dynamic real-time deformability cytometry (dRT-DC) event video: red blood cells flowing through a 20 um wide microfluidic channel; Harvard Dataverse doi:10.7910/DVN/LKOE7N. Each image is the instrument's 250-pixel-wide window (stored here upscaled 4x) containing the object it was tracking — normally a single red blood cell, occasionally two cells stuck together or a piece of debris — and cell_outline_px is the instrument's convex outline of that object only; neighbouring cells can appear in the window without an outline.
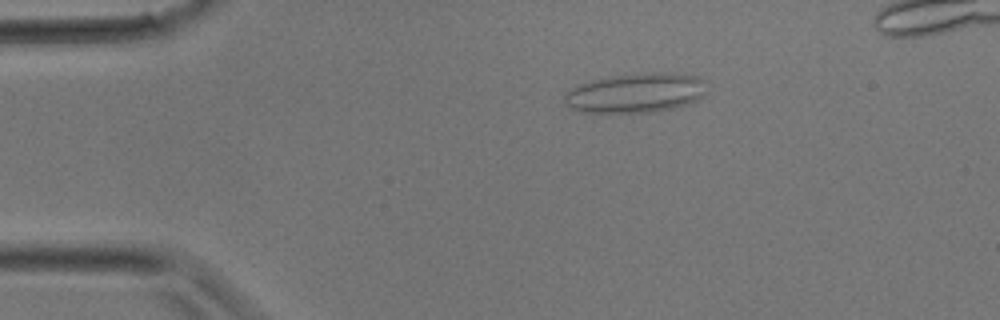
{"species": "common noctule bat (a hibernating species)", "species_latin": "Nyctalus noctula", "temperature_condition": "room temperature", "stored_images_in_passage": 32, "camera_frame_rate_fps": 3000, "um_per_image_px": 0.085, "animal": {"sex": "male", "body_mass_g": 17.9}, "frame": {"image": 1, "passage_image": 6, "time_ms": 1.667, "image_size_px": [1000, 320], "cell_outline_px": [[704, 92], [696, 100], [672, 108], [652, 112], [584, 112], [572, 108], [564, 104], [564, 92], [588, 80], [608, 76], [648, 72], [672, 72], [700, 76]], "centroid_in_image_um": [53.96, 7.87], "position_along_channel_um": 31.0, "area_um2": 32.71}}
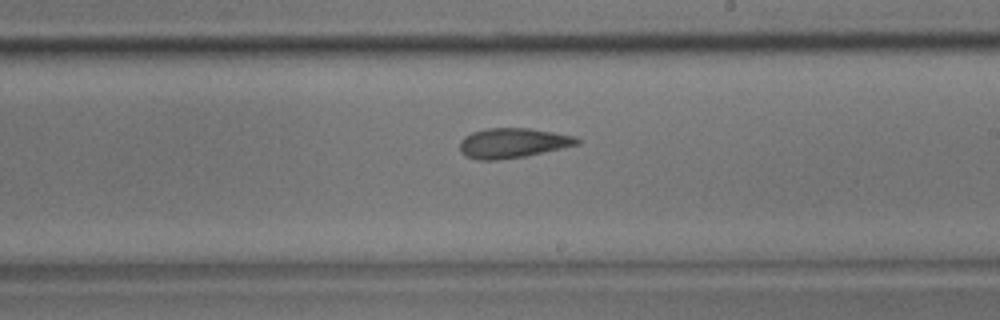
{"frame": {"image": 2, "passage_image": 19, "time_ms": 6.0, "image_size_px": [1000, 320], "cell_outline_px": [[580, 144], [524, 156], [500, 160], [476, 160], [464, 156], [460, 152], [460, 140], [464, 136], [472, 132], [488, 128], [532, 128], [572, 136], [580, 140]], "centroid_in_image_um": [43.52, 12.16], "position_along_channel_um": 245.5, "area_um2": 20.4}}
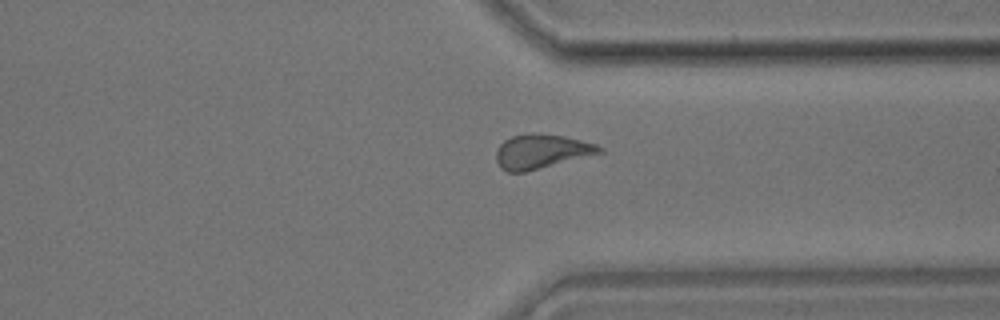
{"frame": {"image": 3, "passage_image": 25, "time_ms": 8.0, "image_size_px": [1000, 320], "cell_outline_px": [[604, 152], [524, 172], [508, 172], [500, 168], [496, 160], [496, 152], [500, 144], [504, 140], [512, 136], [528, 132], [532, 132], [564, 136], [596, 144], [604, 148]], "centroid_in_image_um": [46.0, 12.86], "position_along_channel_um": 365.4, "area_um2": 20.63}}